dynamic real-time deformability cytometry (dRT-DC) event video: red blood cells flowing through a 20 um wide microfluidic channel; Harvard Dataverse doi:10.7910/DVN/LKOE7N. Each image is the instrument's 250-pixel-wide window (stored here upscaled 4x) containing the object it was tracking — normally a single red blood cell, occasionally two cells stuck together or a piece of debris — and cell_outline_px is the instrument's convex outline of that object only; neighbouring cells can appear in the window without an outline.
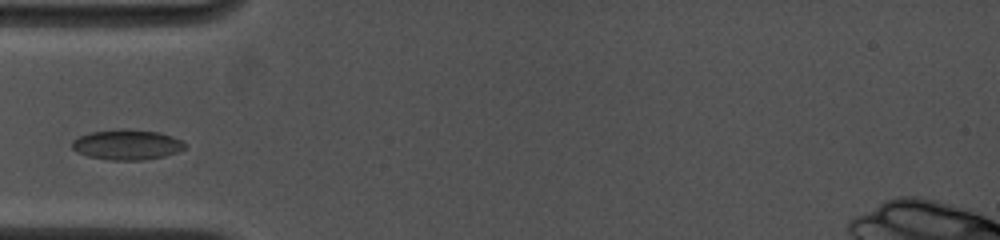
{"species": "common noctule bat (a hibernating species)", "species_latin": "Nyctalus noctula", "temperature_condition": "cold", "stored_images_in_passage": 37, "camera_frame_rate_fps": 4500, "um_per_image_px": 0.085, "animal": {"sex": "female", "body_mass_g": 19.0, "forearm_length_mm": 53.3}, "frame": {"image": 1, "passage_image": 7, "time_ms": 2.222, "image_size_px": [1000, 240], "cell_outline_px": [[188, 144], [184, 148], [176, 152], [164, 156], [144, 160], [108, 160], [88, 156], [76, 152], [72, 148], [72, 140], [80, 136], [92, 132], [120, 128], [124, 128], [160, 132], [184, 140]], "centroid_in_image_um": [10.81, 12.29], "position_along_channel_um": 74.2, "area_um2": 20.11}}
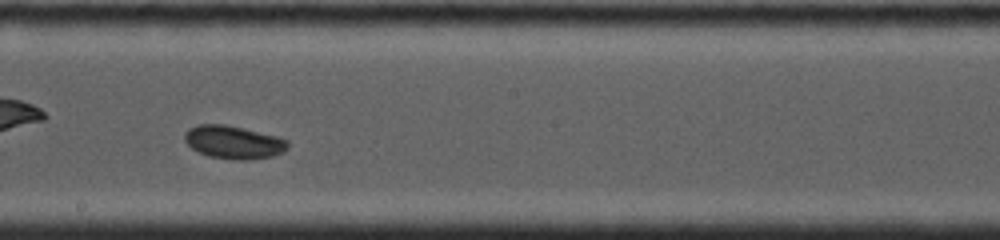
{"frame": {"image": 2, "passage_image": 19, "time_ms": 6.222, "image_size_px": [1000, 240], "cell_outline_px": [[288, 148], [284, 152], [272, 156], [248, 160], [240, 160], [208, 156], [192, 148], [184, 140], [184, 132], [188, 128], [196, 124], [224, 124], [244, 128], [276, 136], [288, 140]], "centroid_in_image_um": [19.84, 12.08], "position_along_channel_um": 228.4, "area_um2": 19.94}}
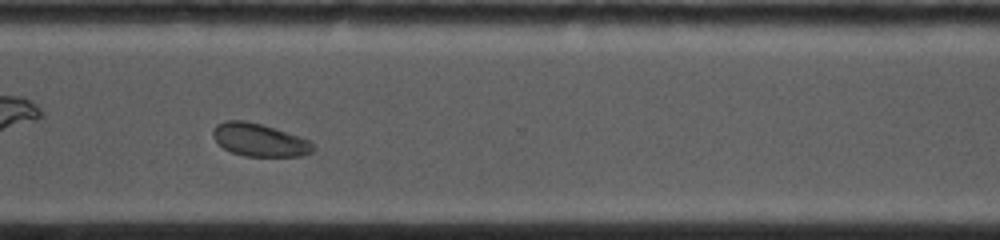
{"frame": {"image": 3, "passage_image": 28, "time_ms": 9.333, "image_size_px": [1000, 240], "cell_outline_px": [[316, 148], [312, 152], [300, 156], [244, 156], [232, 152], [224, 148], [212, 136], [212, 132], [216, 124], [224, 120], [244, 120], [276, 128], [308, 140]], "centroid_in_image_um": [22.03, 11.89], "position_along_channel_um": 348.6, "area_um2": 19.07}, "authors_computed_cell_mechanics": {"area_um2": 19.941, "velocity_mm_per_s": 3.8528, "shape_relaxation_time_tau1_ms": 1.8863, "shape_relaxation_time_tau2_ms": 4.694, "deformation_change_tau1": 0.0345, "deformation_change_tau2": 0.0621}}